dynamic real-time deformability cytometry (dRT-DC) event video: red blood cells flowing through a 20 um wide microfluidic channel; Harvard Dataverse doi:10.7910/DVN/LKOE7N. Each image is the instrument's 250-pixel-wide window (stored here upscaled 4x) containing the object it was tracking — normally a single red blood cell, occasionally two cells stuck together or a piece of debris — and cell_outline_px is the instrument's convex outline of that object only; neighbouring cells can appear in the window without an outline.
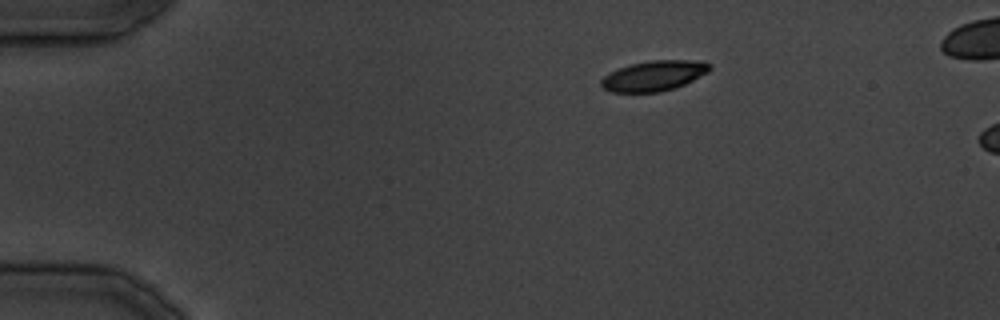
{"species": "common noctule bat (a hibernating species)", "species_latin": "Nyctalus noctula", "temperature_condition": "cold", "stored_images_in_passage": 6, "camera_frame_rate_fps": 3000, "um_per_image_px": 0.085, "animal": {"sex": "male", "body_mass_g": 19.5, "forearm_length_mm": 54.6}, "frame": {"image": 1, "passage_image": 1, "time_ms": 0.0, "image_size_px": [1000, 320], "cell_outline_px": [[712, 68], [708, 72], [676, 88], [660, 92], [612, 92], [604, 88], [600, 84], [600, 80], [604, 76], [620, 68], [632, 64], [652, 60], [704, 60], [712, 64]], "centroid_in_image_um": [55.64, 6.43], "position_along_channel_um": 29.4, "area_um2": 19.13}}